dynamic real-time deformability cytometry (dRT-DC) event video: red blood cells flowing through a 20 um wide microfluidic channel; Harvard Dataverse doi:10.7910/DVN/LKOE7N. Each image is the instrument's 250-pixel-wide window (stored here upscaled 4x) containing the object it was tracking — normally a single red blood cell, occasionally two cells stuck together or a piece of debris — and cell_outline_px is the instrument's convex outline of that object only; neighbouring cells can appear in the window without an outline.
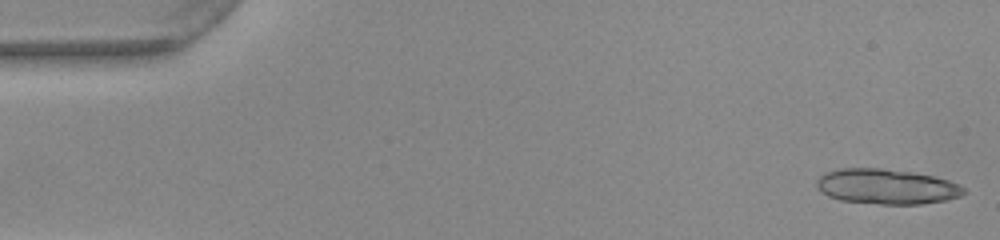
{"species": "common noctule bat (a hibernating species)", "species_latin": "Nyctalus noctula", "temperature_condition": "warm", "stored_images_in_passage": 51, "camera_frame_rate_fps": 3000, "um_per_image_px": 0.085, "animal": {"sex": "female", "body_mass_g": 22.0, "forearm_length_mm": 56.7}, "frame": {"image": 1, "passage_image": 1, "time_ms": 0.0, "image_size_px": [1000, 240], "cell_outline_px": [[968, 192], [960, 196], [944, 200], [920, 204], [880, 204], [840, 200], [828, 196], [820, 192], [816, 184], [816, 180], [824, 172], [840, 168], [884, 168], [912, 172], [932, 176], [948, 180], [964, 188]], "centroid_in_image_um": [75.32, 15.85], "position_along_channel_um": 9.7, "area_um2": 30.17}}
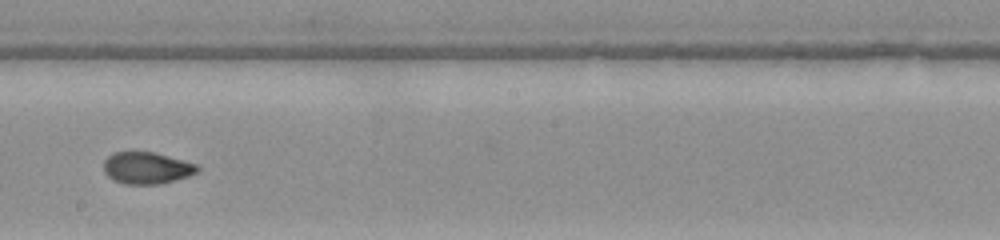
{"frame": {"image": 2, "passage_image": 29, "time_ms": 9.333, "image_size_px": [1000, 240], "cell_outline_px": [[200, 168], [196, 172], [188, 176], [160, 184], [124, 184], [112, 180], [104, 172], [104, 160], [112, 152], [156, 152], [184, 160], [196, 164]], "centroid_in_image_um": [12.45, 14.27], "position_along_channel_um": 235.7, "area_um2": 17.46}}
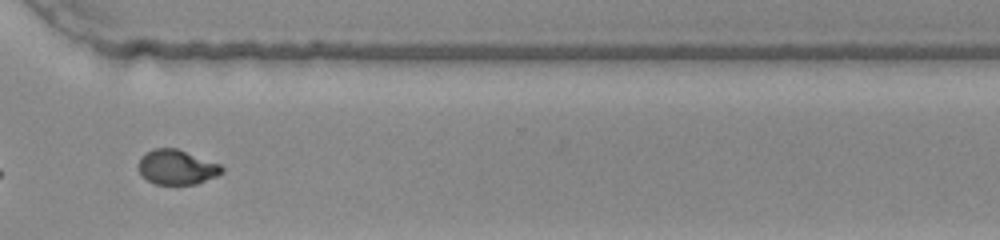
{"frame": {"image": 3, "passage_image": 38, "time_ms": 12.333, "image_size_px": [1000, 240], "cell_outline_px": [[224, 172], [216, 176], [196, 184], [156, 184], [148, 180], [136, 168], [140, 156], [156, 148], [176, 148], [220, 164], [224, 168]], "centroid_in_image_um": [15.02, 14.21], "position_along_channel_um": 355.6, "area_um2": 16.82}, "authors_computed_cell_mechanics": {"area_um2": 17.6868, "velocity_mm_per_s": 3.9846, "shape_relaxation_time_tau1_ms": 6.0356, "shape_relaxation_time_tau2_ms": 1.4253, "deformation_change_tau1": 0.205, "deformation_change_tau2": 0.0549}}